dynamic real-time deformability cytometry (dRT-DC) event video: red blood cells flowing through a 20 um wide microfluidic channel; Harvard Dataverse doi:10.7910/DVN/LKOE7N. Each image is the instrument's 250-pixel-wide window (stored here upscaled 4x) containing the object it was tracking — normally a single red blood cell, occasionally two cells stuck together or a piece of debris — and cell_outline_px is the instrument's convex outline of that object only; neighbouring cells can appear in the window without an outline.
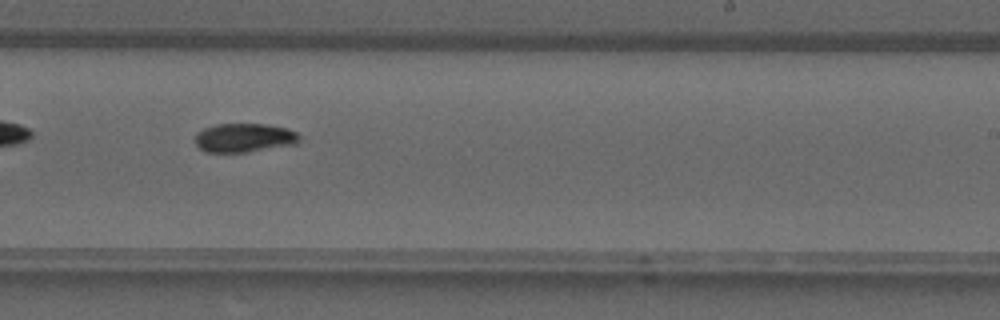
{"species": "common noctule bat (a hibernating species)", "species_latin": "Nyctalus noctula", "temperature_condition": "warm", "stored_images_in_passage": 29, "camera_frame_rate_fps": 3000, "um_per_image_px": 0.085, "animal": {"sex": "male", "forearm_length_mm": 52.5}, "frame": {"image": 1, "passage_image": 13, "time_ms": 4.0, "image_size_px": [1000, 320], "cell_outline_px": [[300, 140], [296, 144], [248, 152], [204, 152], [196, 144], [196, 136], [204, 128], [216, 124], [264, 124], [284, 128], [296, 132], [300, 136]], "centroid_in_image_um": [20.77, 11.72], "position_along_channel_um": 268.2, "area_um2": 17.4}}
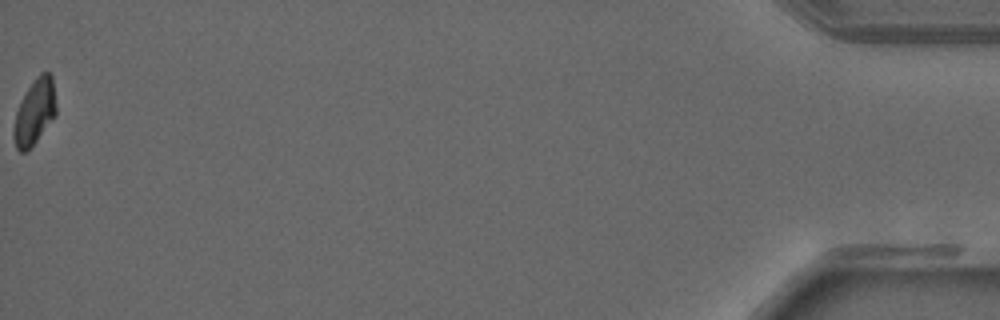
{"frame": {"image": 2, "passage_image": 29, "time_ms": 9.333, "image_size_px": [1000, 320], "cell_outline_px": [[56, 116], [36, 140], [24, 152], [20, 152], [16, 148], [12, 136], [12, 128], [16, 112], [28, 88], [40, 72], [48, 72], [52, 76], [56, 104]], "centroid_in_image_um": [2.94, 9.52], "position_along_channel_um": 432.3, "area_um2": 16.01}}